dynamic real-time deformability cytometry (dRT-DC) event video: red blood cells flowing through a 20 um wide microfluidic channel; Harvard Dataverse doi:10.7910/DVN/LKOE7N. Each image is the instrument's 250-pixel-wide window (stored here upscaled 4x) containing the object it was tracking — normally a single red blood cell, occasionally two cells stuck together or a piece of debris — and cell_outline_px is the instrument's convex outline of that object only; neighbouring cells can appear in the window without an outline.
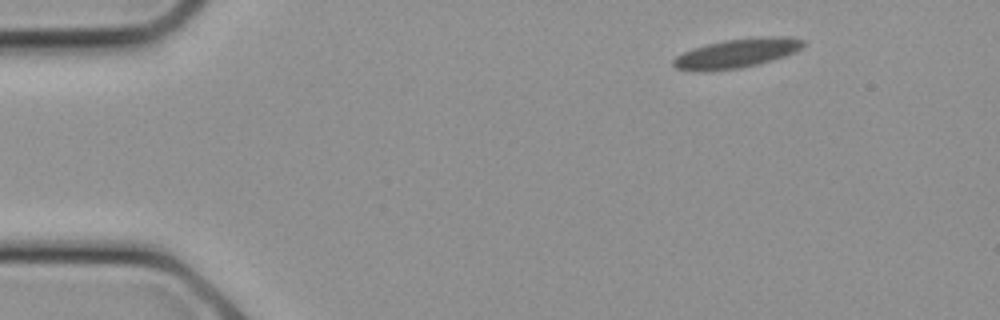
{"species": "common noctule bat (a hibernating species)", "species_latin": "Nyctalus noctula", "temperature_condition": "cold", "stored_images_in_passage": 12, "camera_frame_rate_fps": 3000, "um_per_image_px": 0.085, "animal": {"sex": "female", "body_mass_g": 21.9}, "frame": {"image": 1, "passage_image": 1, "time_ms": 0.0, "image_size_px": [1000, 320], "cell_outline_px": [[804, 44], [796, 52], [772, 60], [740, 68], [704, 72], [696, 72], [676, 68], [672, 64], [672, 60], [676, 56], [692, 48], [724, 40], [756, 36], [788, 36], [804, 40]], "centroid_in_image_um": [62.6, 4.52], "position_along_channel_um": 22.4, "area_um2": 22.31}}
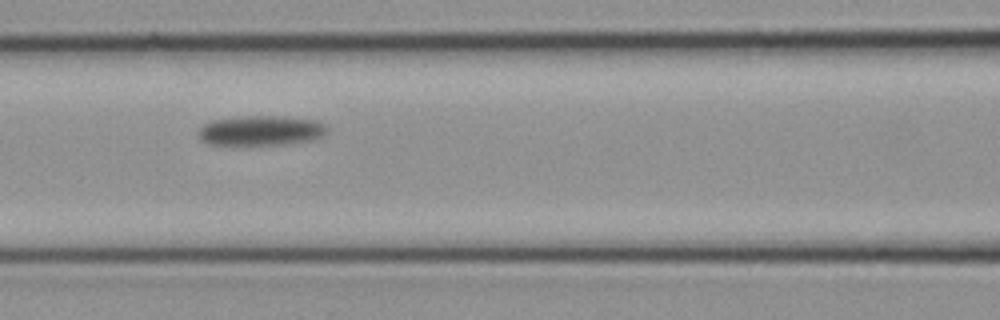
{"frame": {"image": 2, "passage_image": 9, "time_ms": 2.667, "image_size_px": [1000, 320], "cell_outline_px": [[328, 132], [324, 136], [316, 140], [288, 144], [244, 148], [232, 148], [208, 144], [200, 140], [196, 136], [196, 132], [204, 124], [212, 120], [248, 116], [284, 116], [316, 120], [324, 124], [328, 128]], "centroid_in_image_um": [22.13, 11.17], "position_along_channel_um": 144.5, "area_um2": 24.04}}
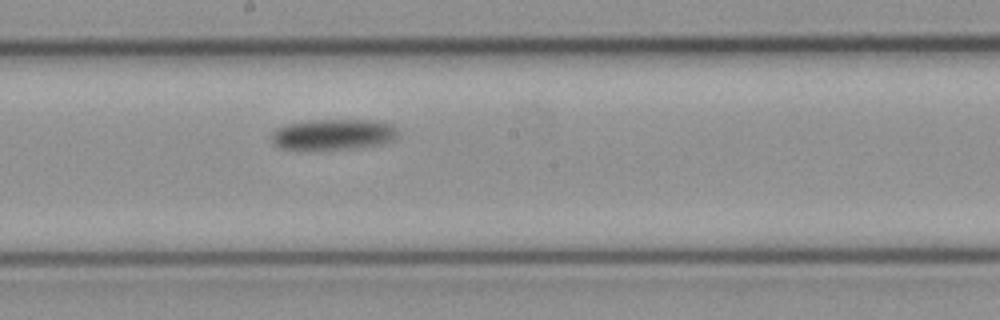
{"frame": {"image": 3, "passage_image": 12, "time_ms": 3.667, "image_size_px": [1000, 320], "cell_outline_px": [[396, 140], [384, 144], [360, 148], [308, 152], [276, 148], [272, 144], [272, 132], [276, 128], [288, 124], [316, 120], [372, 120], [392, 124], [396, 128]], "centroid_in_image_um": [28.28, 11.49], "position_along_channel_um": 219.9, "area_um2": 23.7}}